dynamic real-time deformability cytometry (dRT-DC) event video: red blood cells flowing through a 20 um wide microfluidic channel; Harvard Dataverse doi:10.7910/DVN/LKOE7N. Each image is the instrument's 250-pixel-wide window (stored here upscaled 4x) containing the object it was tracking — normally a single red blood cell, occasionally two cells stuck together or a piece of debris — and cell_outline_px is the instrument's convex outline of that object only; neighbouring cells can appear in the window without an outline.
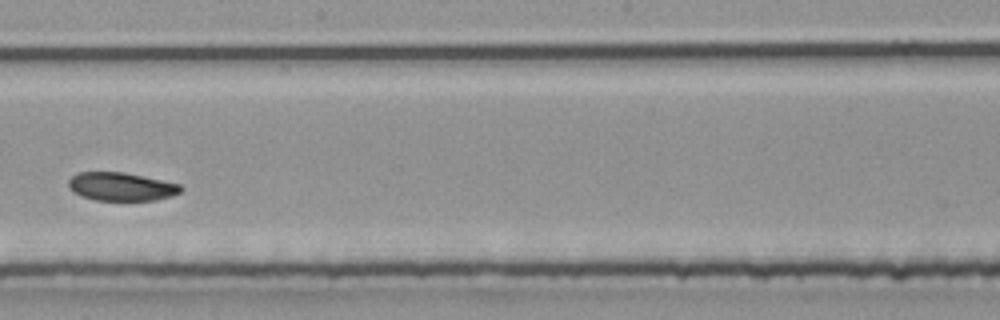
{"species": "common noctule bat (a hibernating species)", "species_latin": "Nyctalus noctula", "temperature_condition": "room temperature", "stored_images_in_passage": 34, "camera_frame_rate_fps": 3000, "um_per_image_px": 0.085, "animal": {"sex": "male", "body_mass_g": 20.4}, "frame": {"image": 1, "passage_image": 20, "time_ms": 6.333, "image_size_px": [1000, 320], "cell_outline_px": [[184, 188], [180, 192], [172, 196], [156, 200], [96, 200], [80, 196], [72, 192], [68, 188], [68, 180], [76, 172], [124, 172], [180, 184]], "centroid_in_image_um": [10.27, 15.86], "position_along_channel_um": 237.9, "area_um2": 18.67}}